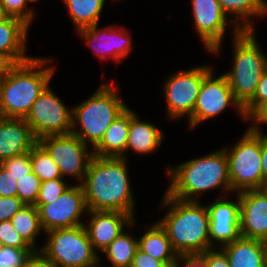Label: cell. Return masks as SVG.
Instances as JSON below:
<instances>
[{
  "instance_id": "6da1fadb",
  "label": "cell",
  "mask_w": 267,
  "mask_h": 267,
  "mask_svg": "<svg viewBox=\"0 0 267 267\" xmlns=\"http://www.w3.org/2000/svg\"><path fill=\"white\" fill-rule=\"evenodd\" d=\"M125 158H91L81 183L88 211H118L133 217L134 198Z\"/></svg>"
},
{
  "instance_id": "7a4b0ae2",
  "label": "cell",
  "mask_w": 267,
  "mask_h": 267,
  "mask_svg": "<svg viewBox=\"0 0 267 267\" xmlns=\"http://www.w3.org/2000/svg\"><path fill=\"white\" fill-rule=\"evenodd\" d=\"M163 198L161 205L170 208L158 223L166 231L175 252L179 256L199 255L212 249L207 207L199 201L171 197L167 192Z\"/></svg>"
},
{
  "instance_id": "3957f363",
  "label": "cell",
  "mask_w": 267,
  "mask_h": 267,
  "mask_svg": "<svg viewBox=\"0 0 267 267\" xmlns=\"http://www.w3.org/2000/svg\"><path fill=\"white\" fill-rule=\"evenodd\" d=\"M50 61L52 59L32 57L26 62L8 67L1 78V117L26 118L52 79L55 67L45 68V64Z\"/></svg>"
},
{
  "instance_id": "277c9868",
  "label": "cell",
  "mask_w": 267,
  "mask_h": 267,
  "mask_svg": "<svg viewBox=\"0 0 267 267\" xmlns=\"http://www.w3.org/2000/svg\"><path fill=\"white\" fill-rule=\"evenodd\" d=\"M171 183L166 192L174 198L198 201L195 195L206 190L221 188L231 192L229 163L224 149L192 159L176 166L167 167Z\"/></svg>"
},
{
  "instance_id": "5b68a950",
  "label": "cell",
  "mask_w": 267,
  "mask_h": 267,
  "mask_svg": "<svg viewBox=\"0 0 267 267\" xmlns=\"http://www.w3.org/2000/svg\"><path fill=\"white\" fill-rule=\"evenodd\" d=\"M117 94L112 84L103 83L89 99L71 108V133L87 146L90 142L94 149L113 121L128 108ZM79 124L81 130H76Z\"/></svg>"
},
{
  "instance_id": "8992f818",
  "label": "cell",
  "mask_w": 267,
  "mask_h": 267,
  "mask_svg": "<svg viewBox=\"0 0 267 267\" xmlns=\"http://www.w3.org/2000/svg\"><path fill=\"white\" fill-rule=\"evenodd\" d=\"M254 30H234V59L230 72L224 73L234 98L243 107L255 94L267 67V56L255 40Z\"/></svg>"
},
{
  "instance_id": "52a82bcc",
  "label": "cell",
  "mask_w": 267,
  "mask_h": 267,
  "mask_svg": "<svg viewBox=\"0 0 267 267\" xmlns=\"http://www.w3.org/2000/svg\"><path fill=\"white\" fill-rule=\"evenodd\" d=\"M48 240L39 251L57 267H100L97 252L83 225L46 232Z\"/></svg>"
},
{
  "instance_id": "ba28073f",
  "label": "cell",
  "mask_w": 267,
  "mask_h": 267,
  "mask_svg": "<svg viewBox=\"0 0 267 267\" xmlns=\"http://www.w3.org/2000/svg\"><path fill=\"white\" fill-rule=\"evenodd\" d=\"M228 163L231 191L263 189L261 169V134L247 130L228 151L224 148Z\"/></svg>"
},
{
  "instance_id": "9c48e42d",
  "label": "cell",
  "mask_w": 267,
  "mask_h": 267,
  "mask_svg": "<svg viewBox=\"0 0 267 267\" xmlns=\"http://www.w3.org/2000/svg\"><path fill=\"white\" fill-rule=\"evenodd\" d=\"M58 166L62 178L71 176L84 180L93 151L73 133L49 135L37 140Z\"/></svg>"
},
{
  "instance_id": "30bf717a",
  "label": "cell",
  "mask_w": 267,
  "mask_h": 267,
  "mask_svg": "<svg viewBox=\"0 0 267 267\" xmlns=\"http://www.w3.org/2000/svg\"><path fill=\"white\" fill-rule=\"evenodd\" d=\"M25 121L37 140L49 135L68 134L72 129V109H67L48 86L32 105Z\"/></svg>"
},
{
  "instance_id": "8fae6325",
  "label": "cell",
  "mask_w": 267,
  "mask_h": 267,
  "mask_svg": "<svg viewBox=\"0 0 267 267\" xmlns=\"http://www.w3.org/2000/svg\"><path fill=\"white\" fill-rule=\"evenodd\" d=\"M208 66L178 72L167 79L164 92L168 117L177 119L184 115H188V118L192 116L204 77L213 69Z\"/></svg>"
},
{
  "instance_id": "7c38bea8",
  "label": "cell",
  "mask_w": 267,
  "mask_h": 267,
  "mask_svg": "<svg viewBox=\"0 0 267 267\" xmlns=\"http://www.w3.org/2000/svg\"><path fill=\"white\" fill-rule=\"evenodd\" d=\"M213 69L204 77L192 116L188 119L189 126L193 129L199 123L220 114L231 103L237 108V113L247 121L243 107L234 98L225 75L213 78Z\"/></svg>"
},
{
  "instance_id": "4fadbf2b",
  "label": "cell",
  "mask_w": 267,
  "mask_h": 267,
  "mask_svg": "<svg viewBox=\"0 0 267 267\" xmlns=\"http://www.w3.org/2000/svg\"><path fill=\"white\" fill-rule=\"evenodd\" d=\"M35 206L45 232L83 225L79 218L84 212H88L84 190L80 183L69 186L55 201Z\"/></svg>"
},
{
  "instance_id": "5bb4252c",
  "label": "cell",
  "mask_w": 267,
  "mask_h": 267,
  "mask_svg": "<svg viewBox=\"0 0 267 267\" xmlns=\"http://www.w3.org/2000/svg\"><path fill=\"white\" fill-rule=\"evenodd\" d=\"M195 28L209 52L217 53L226 32L227 15L218 0H192Z\"/></svg>"
},
{
  "instance_id": "9a60e30c",
  "label": "cell",
  "mask_w": 267,
  "mask_h": 267,
  "mask_svg": "<svg viewBox=\"0 0 267 267\" xmlns=\"http://www.w3.org/2000/svg\"><path fill=\"white\" fill-rule=\"evenodd\" d=\"M219 197L214 203L206 206L209 213V238L212 247L216 242L220 248L241 237L240 234V199L237 193L235 202Z\"/></svg>"
},
{
  "instance_id": "2e32d148",
  "label": "cell",
  "mask_w": 267,
  "mask_h": 267,
  "mask_svg": "<svg viewBox=\"0 0 267 267\" xmlns=\"http://www.w3.org/2000/svg\"><path fill=\"white\" fill-rule=\"evenodd\" d=\"M240 234L243 238L267 241L266 189L239 192Z\"/></svg>"
},
{
  "instance_id": "e0dca14e",
  "label": "cell",
  "mask_w": 267,
  "mask_h": 267,
  "mask_svg": "<svg viewBox=\"0 0 267 267\" xmlns=\"http://www.w3.org/2000/svg\"><path fill=\"white\" fill-rule=\"evenodd\" d=\"M97 27L98 24L88 26L78 30V33L102 60L111 56V59L122 63L121 59L127 57L132 48L129 34L121 29L118 30L115 26L114 28L112 26L105 27L101 30Z\"/></svg>"
},
{
  "instance_id": "ac0fdd59",
  "label": "cell",
  "mask_w": 267,
  "mask_h": 267,
  "mask_svg": "<svg viewBox=\"0 0 267 267\" xmlns=\"http://www.w3.org/2000/svg\"><path fill=\"white\" fill-rule=\"evenodd\" d=\"M91 219L83 224L93 248L103 252L124 230L125 225L133 226L135 220L130 214L118 211H88Z\"/></svg>"
},
{
  "instance_id": "d6986e66",
  "label": "cell",
  "mask_w": 267,
  "mask_h": 267,
  "mask_svg": "<svg viewBox=\"0 0 267 267\" xmlns=\"http://www.w3.org/2000/svg\"><path fill=\"white\" fill-rule=\"evenodd\" d=\"M36 143L25 119L0 117V163L31 151Z\"/></svg>"
},
{
  "instance_id": "ffe728a7",
  "label": "cell",
  "mask_w": 267,
  "mask_h": 267,
  "mask_svg": "<svg viewBox=\"0 0 267 267\" xmlns=\"http://www.w3.org/2000/svg\"><path fill=\"white\" fill-rule=\"evenodd\" d=\"M28 28V24L16 17L9 16L0 23V56L10 64L23 63L32 58L25 54Z\"/></svg>"
},
{
  "instance_id": "44dd1931",
  "label": "cell",
  "mask_w": 267,
  "mask_h": 267,
  "mask_svg": "<svg viewBox=\"0 0 267 267\" xmlns=\"http://www.w3.org/2000/svg\"><path fill=\"white\" fill-rule=\"evenodd\" d=\"M230 267H267V246L264 241L240 237L221 247Z\"/></svg>"
},
{
  "instance_id": "7402d4cb",
  "label": "cell",
  "mask_w": 267,
  "mask_h": 267,
  "mask_svg": "<svg viewBox=\"0 0 267 267\" xmlns=\"http://www.w3.org/2000/svg\"><path fill=\"white\" fill-rule=\"evenodd\" d=\"M129 126L130 108L128 107L106 130L101 142L92 150L93 155L126 159Z\"/></svg>"
},
{
  "instance_id": "603a6c76",
  "label": "cell",
  "mask_w": 267,
  "mask_h": 267,
  "mask_svg": "<svg viewBox=\"0 0 267 267\" xmlns=\"http://www.w3.org/2000/svg\"><path fill=\"white\" fill-rule=\"evenodd\" d=\"M162 135V130L150 122L140 121L137 114L130 109V126L126 152L131 149L138 154H149L161 144Z\"/></svg>"
},
{
  "instance_id": "cb8c5ba5",
  "label": "cell",
  "mask_w": 267,
  "mask_h": 267,
  "mask_svg": "<svg viewBox=\"0 0 267 267\" xmlns=\"http://www.w3.org/2000/svg\"><path fill=\"white\" fill-rule=\"evenodd\" d=\"M138 249L165 265L177 263L179 255L172 247L166 231L157 222L138 239Z\"/></svg>"
},
{
  "instance_id": "d4e9b609",
  "label": "cell",
  "mask_w": 267,
  "mask_h": 267,
  "mask_svg": "<svg viewBox=\"0 0 267 267\" xmlns=\"http://www.w3.org/2000/svg\"><path fill=\"white\" fill-rule=\"evenodd\" d=\"M222 11L227 15H234L235 27L240 30H254L252 20L250 16H264L267 14V2L266 0H218ZM238 17V18H237ZM241 20H240V19ZM243 19V20H242ZM246 19V20H245ZM238 20V21H236ZM240 20V23H239ZM241 21H243L241 23Z\"/></svg>"
},
{
  "instance_id": "484cf974",
  "label": "cell",
  "mask_w": 267,
  "mask_h": 267,
  "mask_svg": "<svg viewBox=\"0 0 267 267\" xmlns=\"http://www.w3.org/2000/svg\"><path fill=\"white\" fill-rule=\"evenodd\" d=\"M76 29L98 24L105 0H63Z\"/></svg>"
},
{
  "instance_id": "4316f807",
  "label": "cell",
  "mask_w": 267,
  "mask_h": 267,
  "mask_svg": "<svg viewBox=\"0 0 267 267\" xmlns=\"http://www.w3.org/2000/svg\"><path fill=\"white\" fill-rule=\"evenodd\" d=\"M12 225L16 232L34 249L35 238L42 231V225L38 209L35 205H25L11 218Z\"/></svg>"
},
{
  "instance_id": "83f0119b",
  "label": "cell",
  "mask_w": 267,
  "mask_h": 267,
  "mask_svg": "<svg viewBox=\"0 0 267 267\" xmlns=\"http://www.w3.org/2000/svg\"><path fill=\"white\" fill-rule=\"evenodd\" d=\"M137 250L138 239L123 230L102 253L111 261L113 267H131Z\"/></svg>"
},
{
  "instance_id": "f1b7e54d",
  "label": "cell",
  "mask_w": 267,
  "mask_h": 267,
  "mask_svg": "<svg viewBox=\"0 0 267 267\" xmlns=\"http://www.w3.org/2000/svg\"><path fill=\"white\" fill-rule=\"evenodd\" d=\"M31 166L41 181L62 178L58 166L38 142L31 149Z\"/></svg>"
},
{
  "instance_id": "f546056e",
  "label": "cell",
  "mask_w": 267,
  "mask_h": 267,
  "mask_svg": "<svg viewBox=\"0 0 267 267\" xmlns=\"http://www.w3.org/2000/svg\"><path fill=\"white\" fill-rule=\"evenodd\" d=\"M41 180L32 172L17 180V197L26 205H35Z\"/></svg>"
},
{
  "instance_id": "4dcf8cb0",
  "label": "cell",
  "mask_w": 267,
  "mask_h": 267,
  "mask_svg": "<svg viewBox=\"0 0 267 267\" xmlns=\"http://www.w3.org/2000/svg\"><path fill=\"white\" fill-rule=\"evenodd\" d=\"M63 178L42 181L39 195L35 204H47L59 198L69 187Z\"/></svg>"
},
{
  "instance_id": "1f68e13d",
  "label": "cell",
  "mask_w": 267,
  "mask_h": 267,
  "mask_svg": "<svg viewBox=\"0 0 267 267\" xmlns=\"http://www.w3.org/2000/svg\"><path fill=\"white\" fill-rule=\"evenodd\" d=\"M34 251L33 248L2 246L0 249V264L4 267H22L25 260Z\"/></svg>"
},
{
  "instance_id": "d6a6232c",
  "label": "cell",
  "mask_w": 267,
  "mask_h": 267,
  "mask_svg": "<svg viewBox=\"0 0 267 267\" xmlns=\"http://www.w3.org/2000/svg\"><path fill=\"white\" fill-rule=\"evenodd\" d=\"M1 164L9 170L10 174L17 182V180L32 172L31 151L6 159Z\"/></svg>"
},
{
  "instance_id": "836d02e7",
  "label": "cell",
  "mask_w": 267,
  "mask_h": 267,
  "mask_svg": "<svg viewBox=\"0 0 267 267\" xmlns=\"http://www.w3.org/2000/svg\"><path fill=\"white\" fill-rule=\"evenodd\" d=\"M0 242L2 246L32 248L14 229L11 220L0 222Z\"/></svg>"
},
{
  "instance_id": "e575fe53",
  "label": "cell",
  "mask_w": 267,
  "mask_h": 267,
  "mask_svg": "<svg viewBox=\"0 0 267 267\" xmlns=\"http://www.w3.org/2000/svg\"><path fill=\"white\" fill-rule=\"evenodd\" d=\"M1 5L4 7L5 12L10 17H16L23 20L26 24L30 25L33 19V9L25 10L28 2L30 0H0Z\"/></svg>"
},
{
  "instance_id": "d590c367",
  "label": "cell",
  "mask_w": 267,
  "mask_h": 267,
  "mask_svg": "<svg viewBox=\"0 0 267 267\" xmlns=\"http://www.w3.org/2000/svg\"><path fill=\"white\" fill-rule=\"evenodd\" d=\"M267 101V67L257 85L254 96L243 106L246 119L264 102Z\"/></svg>"
},
{
  "instance_id": "8d00e7d4",
  "label": "cell",
  "mask_w": 267,
  "mask_h": 267,
  "mask_svg": "<svg viewBox=\"0 0 267 267\" xmlns=\"http://www.w3.org/2000/svg\"><path fill=\"white\" fill-rule=\"evenodd\" d=\"M26 204L17 196H0V222L11 220L15 213L21 210Z\"/></svg>"
},
{
  "instance_id": "74e56055",
  "label": "cell",
  "mask_w": 267,
  "mask_h": 267,
  "mask_svg": "<svg viewBox=\"0 0 267 267\" xmlns=\"http://www.w3.org/2000/svg\"><path fill=\"white\" fill-rule=\"evenodd\" d=\"M0 196L11 197L17 196V182L14 177L0 163Z\"/></svg>"
},
{
  "instance_id": "f35d334b",
  "label": "cell",
  "mask_w": 267,
  "mask_h": 267,
  "mask_svg": "<svg viewBox=\"0 0 267 267\" xmlns=\"http://www.w3.org/2000/svg\"><path fill=\"white\" fill-rule=\"evenodd\" d=\"M199 255L205 260L206 267H230L228 257L221 248L219 251L216 248L208 249Z\"/></svg>"
},
{
  "instance_id": "ab89813d",
  "label": "cell",
  "mask_w": 267,
  "mask_h": 267,
  "mask_svg": "<svg viewBox=\"0 0 267 267\" xmlns=\"http://www.w3.org/2000/svg\"><path fill=\"white\" fill-rule=\"evenodd\" d=\"M165 264L153 258L151 255L143 253L141 250H137L133 258L131 267H164Z\"/></svg>"
},
{
  "instance_id": "60d3db41",
  "label": "cell",
  "mask_w": 267,
  "mask_h": 267,
  "mask_svg": "<svg viewBox=\"0 0 267 267\" xmlns=\"http://www.w3.org/2000/svg\"><path fill=\"white\" fill-rule=\"evenodd\" d=\"M248 120H254V126L252 125L250 128V130H252L253 132L255 133H258V134H263L261 132V129L258 127V124H261V123H267V101L262 103L248 118H247V121ZM256 125V126H255Z\"/></svg>"
},
{
  "instance_id": "b9f144b4",
  "label": "cell",
  "mask_w": 267,
  "mask_h": 267,
  "mask_svg": "<svg viewBox=\"0 0 267 267\" xmlns=\"http://www.w3.org/2000/svg\"><path fill=\"white\" fill-rule=\"evenodd\" d=\"M22 267H57L53 262H50L46 257L35 250L30 256L25 260Z\"/></svg>"
},
{
  "instance_id": "7bdbcfd3",
  "label": "cell",
  "mask_w": 267,
  "mask_h": 267,
  "mask_svg": "<svg viewBox=\"0 0 267 267\" xmlns=\"http://www.w3.org/2000/svg\"><path fill=\"white\" fill-rule=\"evenodd\" d=\"M182 262L184 267H206L205 260L200 255L179 256L177 263Z\"/></svg>"
},
{
  "instance_id": "ee69618b",
  "label": "cell",
  "mask_w": 267,
  "mask_h": 267,
  "mask_svg": "<svg viewBox=\"0 0 267 267\" xmlns=\"http://www.w3.org/2000/svg\"><path fill=\"white\" fill-rule=\"evenodd\" d=\"M261 169L264 189L267 183V134H261Z\"/></svg>"
},
{
  "instance_id": "f6af8a7d",
  "label": "cell",
  "mask_w": 267,
  "mask_h": 267,
  "mask_svg": "<svg viewBox=\"0 0 267 267\" xmlns=\"http://www.w3.org/2000/svg\"><path fill=\"white\" fill-rule=\"evenodd\" d=\"M11 64L2 56H0V79L5 75L6 70Z\"/></svg>"
},
{
  "instance_id": "bcb514c9",
  "label": "cell",
  "mask_w": 267,
  "mask_h": 267,
  "mask_svg": "<svg viewBox=\"0 0 267 267\" xmlns=\"http://www.w3.org/2000/svg\"><path fill=\"white\" fill-rule=\"evenodd\" d=\"M8 17L9 15L5 12L4 7L1 5L0 2V23L4 22Z\"/></svg>"
},
{
  "instance_id": "7dc6e473",
  "label": "cell",
  "mask_w": 267,
  "mask_h": 267,
  "mask_svg": "<svg viewBox=\"0 0 267 267\" xmlns=\"http://www.w3.org/2000/svg\"><path fill=\"white\" fill-rule=\"evenodd\" d=\"M180 263L167 264L164 267H180Z\"/></svg>"
},
{
  "instance_id": "c3c4849f",
  "label": "cell",
  "mask_w": 267,
  "mask_h": 267,
  "mask_svg": "<svg viewBox=\"0 0 267 267\" xmlns=\"http://www.w3.org/2000/svg\"><path fill=\"white\" fill-rule=\"evenodd\" d=\"M0 117H1V79H0Z\"/></svg>"
}]
</instances>
